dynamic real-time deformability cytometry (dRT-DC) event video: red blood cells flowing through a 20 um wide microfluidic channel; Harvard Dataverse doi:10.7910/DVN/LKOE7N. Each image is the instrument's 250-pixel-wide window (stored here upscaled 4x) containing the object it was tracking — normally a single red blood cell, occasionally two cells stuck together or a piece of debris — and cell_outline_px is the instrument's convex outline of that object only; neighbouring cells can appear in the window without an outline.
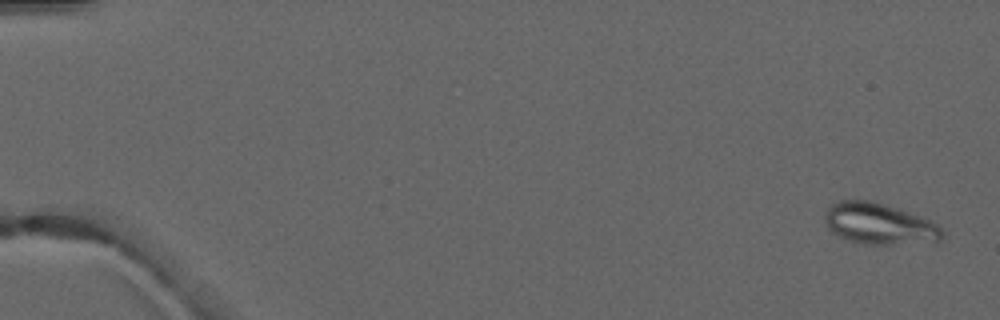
{"species": "common noctule bat (a hibernating species)", "species_latin": "Nyctalus noctula", "temperature_condition": "warm", "stored_images_in_passage": 4, "camera_frame_rate_fps": 3000, "um_per_image_px": 0.085, "animal": {"sex": "male", "forearm_length_mm": 52.5}, "frame": {"image": 1, "passage_image": 1, "time_ms": 0.0, "image_size_px": [1000, 320], "cell_outline_px": [[944, 236], [940, 240], [892, 244], [864, 244], [848, 240], [832, 232], [828, 228], [824, 220], [824, 216], [828, 208], [832, 204], [840, 200], [872, 200], [900, 208], [932, 220], [944, 232]], "centroid_in_image_um": [74.73, 19.0], "position_along_channel_um": 10.3, "area_um2": 28.21}}